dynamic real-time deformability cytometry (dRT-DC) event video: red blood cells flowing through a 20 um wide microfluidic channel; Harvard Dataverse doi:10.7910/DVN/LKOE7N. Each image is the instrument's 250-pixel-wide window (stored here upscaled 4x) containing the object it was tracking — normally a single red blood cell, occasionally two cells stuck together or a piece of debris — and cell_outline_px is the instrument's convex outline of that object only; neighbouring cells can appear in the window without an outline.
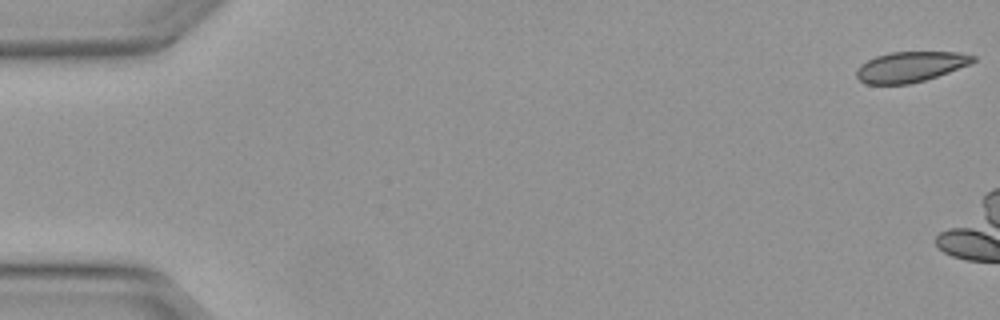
{"species": "Egyptian fruit bat (a non-hibernating species)", "species_latin": "Rousettus aegyptiacus", "temperature_condition": "warm", "stored_images_in_passage": 3, "camera_frame_rate_fps": 3000, "um_per_image_px": 0.085, "animal": {"sex": "female"}, "frame": {"image": 1, "passage_image": 1, "time_ms": 0.0, "image_size_px": [1000, 320], "cell_outline_px": [[976, 60], [968, 64], [948, 72], [924, 80], [908, 84], [868, 84], [860, 80], [856, 76], [856, 72], [860, 64], [876, 56], [892, 52], [960, 52], [976, 56]], "centroid_in_image_um": [77.37, 5.67], "position_along_channel_um": 7.6, "area_um2": 20.4}}